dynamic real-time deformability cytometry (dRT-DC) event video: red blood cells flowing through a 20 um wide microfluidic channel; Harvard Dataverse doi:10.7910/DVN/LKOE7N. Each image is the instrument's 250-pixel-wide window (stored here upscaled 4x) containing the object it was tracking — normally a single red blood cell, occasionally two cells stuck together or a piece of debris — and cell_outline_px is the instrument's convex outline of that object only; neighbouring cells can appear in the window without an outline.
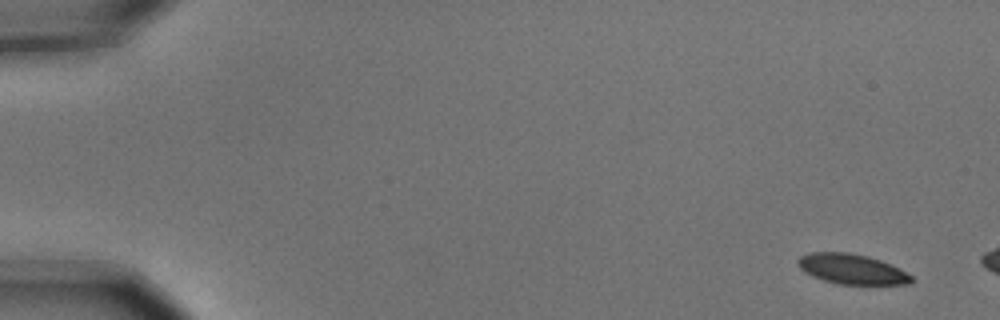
{"species": "common noctule bat (a hibernating species)", "species_latin": "Nyctalus noctula", "temperature_condition": "cold", "stored_images_in_passage": 3, "camera_frame_rate_fps": 3000, "um_per_image_px": 0.085, "animal": {"sex": "male", "body_mass_g": 15.6}, "frame": {"image": 1, "passage_image": 1, "time_ms": 0.0, "image_size_px": [1000, 320], "cell_outline_px": [[916, 280], [908, 284], [836, 284], [812, 276], [804, 272], [796, 264], [796, 260], [800, 256], [812, 252], [848, 252], [868, 256], [880, 260], [912, 276]], "centroid_in_image_um": [72.35, 22.87], "position_along_channel_um": 12.6, "area_um2": 19.83}}